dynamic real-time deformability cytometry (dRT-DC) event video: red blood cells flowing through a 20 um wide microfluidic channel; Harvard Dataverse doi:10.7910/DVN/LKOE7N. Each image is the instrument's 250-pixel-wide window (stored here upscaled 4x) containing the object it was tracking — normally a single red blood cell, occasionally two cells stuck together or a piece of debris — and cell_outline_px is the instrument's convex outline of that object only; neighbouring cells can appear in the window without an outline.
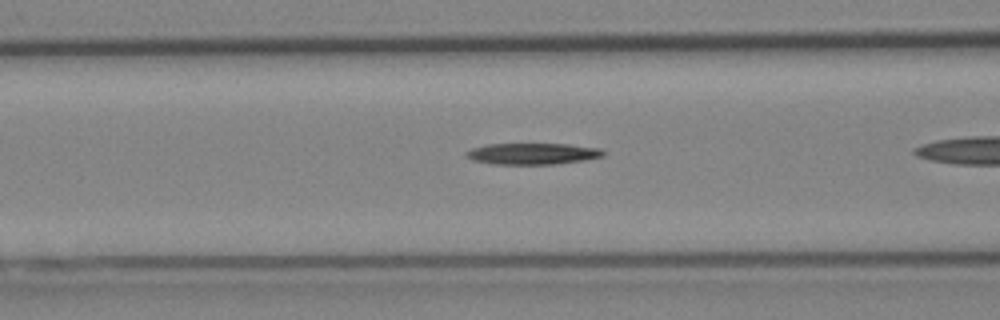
{"species": "Egyptian fruit bat (a non-hibernating species)", "species_latin": "Rousettus aegyptiacus", "temperature_condition": "cold", "stored_images_in_passage": 37, "segment_of_instrument_passage": [2, 2], "camera_frame_rate_fps": 3000, "um_per_image_px": 0.085, "animal": {"sex": "female"}, "frame": {"image": 1, "passage_image": 18, "time_ms": 5.667, "image_size_px": [1000, 320], "cell_outline_px": [[604, 156], [584, 160], [552, 164], [492, 164], [472, 160], [464, 156], [464, 152], [472, 148], [488, 144], [568, 144], [600, 148], [604, 152]], "centroid_in_image_um": [45.22, 13.06], "position_along_channel_um": 121.4, "area_um2": 17.05}}
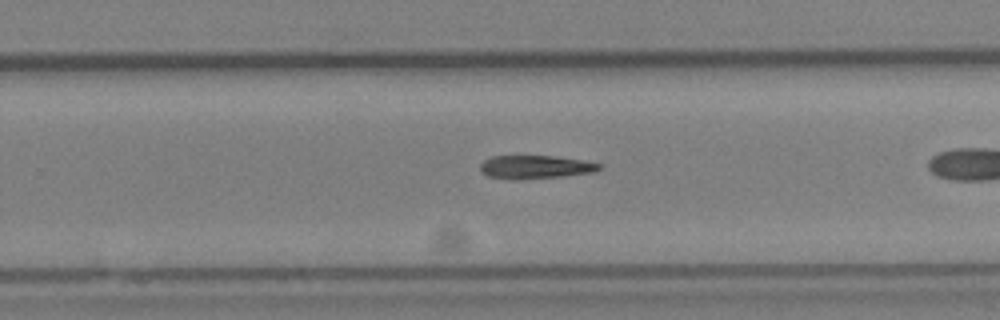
{"frame": {"image": 2, "passage_image": 30, "time_ms": 9.667, "image_size_px": [1000, 320], "cell_outline_px": [[600, 168], [592, 172], [560, 176], [516, 180], [512, 180], [488, 176], [480, 172], [480, 164], [484, 160], [492, 156], [552, 156], [580, 160], [600, 164]], "centroid_in_image_um": [45.4, 14.2], "position_along_channel_um": 284.4, "area_um2": 15.95}}
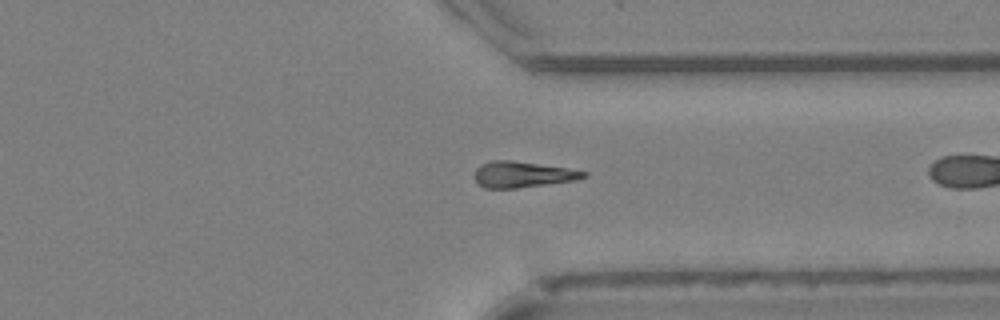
{"frame": {"image": 3, "passage_image": 36, "time_ms": 11.667, "image_size_px": [1000, 320], "cell_outline_px": [[588, 176], [576, 180], [516, 188], [484, 188], [476, 184], [476, 168], [480, 164], [492, 160], [508, 160], [568, 168], [588, 172]], "centroid_in_image_um": [44.41, 14.83], "position_along_channel_um": 367.0, "area_um2": 16.42}}